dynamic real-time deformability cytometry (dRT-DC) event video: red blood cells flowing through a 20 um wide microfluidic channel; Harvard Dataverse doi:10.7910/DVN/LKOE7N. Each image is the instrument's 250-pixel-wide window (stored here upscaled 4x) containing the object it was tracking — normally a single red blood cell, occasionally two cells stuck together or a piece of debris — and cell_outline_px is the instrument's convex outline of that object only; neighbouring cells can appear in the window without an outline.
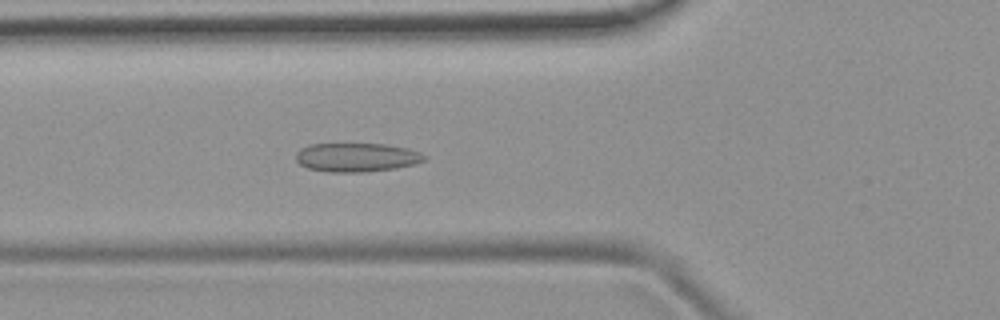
{"species": "common noctule bat (a hibernating species)", "species_latin": "Nyctalus noctula", "temperature_condition": "room temperature", "stored_images_in_passage": 52, "camera_frame_rate_fps": 3000, "um_per_image_px": 0.085, "animal": {"sex": "female", "body_mass_g": 19.9}, "frame": {"image": 1, "passage_image": 19, "time_ms": 6.0, "image_size_px": [1000, 320], "cell_outline_px": [[428, 156], [424, 160], [412, 164], [396, 168], [364, 172], [328, 172], [308, 168], [300, 164], [296, 160], [296, 152], [300, 148], [308, 144], [384, 144], [408, 148], [420, 152]], "centroid_in_image_um": [30.29, 13.37], "position_along_channel_um": 95.5, "area_um2": 21.62}}
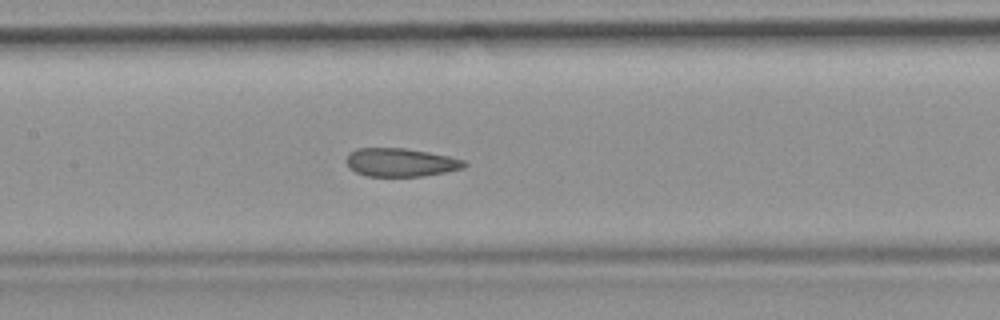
{"frame": {"image": 2, "passage_image": 25, "time_ms": 8.0, "image_size_px": [1000, 320], "cell_outline_px": [[468, 164], [464, 168], [424, 176], [364, 176], [348, 168], [348, 152], [356, 148], [404, 148], [428, 152], [448, 156], [464, 160]], "centroid_in_image_um": [34.05, 13.8], "position_along_channel_um": 173.4, "area_um2": 19.48}}
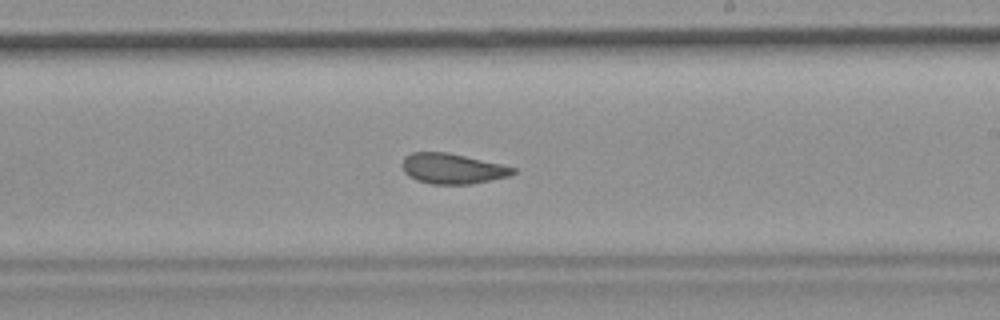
{"frame": {"image": 3, "passage_image": 31, "time_ms": 10.0, "image_size_px": [1000, 320], "cell_outline_px": [[516, 172], [508, 176], [468, 184], [432, 184], [416, 180], [408, 176], [404, 172], [400, 164], [404, 156], [412, 152], [448, 152], [500, 164], [516, 168]], "centroid_in_image_um": [38.38, 14.32], "position_along_channel_um": 250.6, "area_um2": 19.54}, "authors_computed_cell_mechanics": {"area_um2": 21.1259, "velocity_mm_per_s": 3.8787, "shape_relaxation_time_tau1_ms": null, "shape_relaxation_time_tau2_ms": 1.2838, "deformation_change_tau1": null, "deformation_change_tau2": 0.0623}}